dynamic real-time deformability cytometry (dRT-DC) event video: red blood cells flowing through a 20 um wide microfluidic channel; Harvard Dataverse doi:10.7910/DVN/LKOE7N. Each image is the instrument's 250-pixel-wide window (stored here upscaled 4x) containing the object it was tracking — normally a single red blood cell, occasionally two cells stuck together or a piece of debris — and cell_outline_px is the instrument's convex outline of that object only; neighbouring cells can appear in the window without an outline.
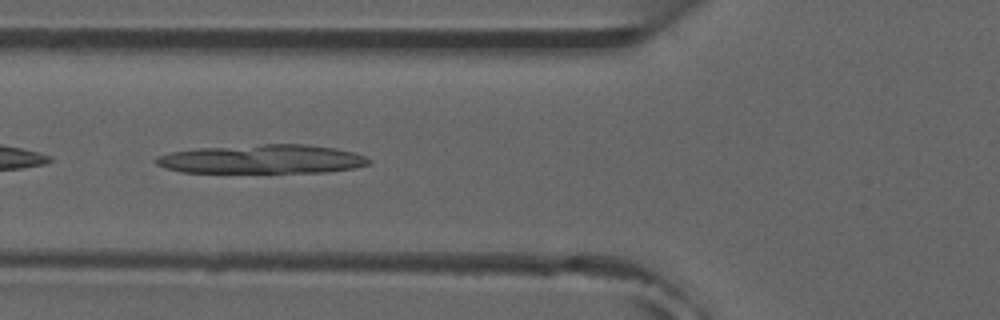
{"species": "common noctule bat (a hibernating species)", "species_latin": "Nyctalus noctula", "temperature_condition": "room temperature", "stored_images_in_passage": 4, "camera_frame_rate_fps": 3000, "um_per_image_px": 0.085, "animal": {"sex": "male", "forearm_length_mm": 52.5}, "frame": {"image": 1, "passage_image": 2, "time_ms": 1.0, "image_size_px": [1000, 320], "cell_outline_px": [[372, 160], [368, 164], [356, 168], [324, 172], [180, 172], [156, 164], [156, 156], [172, 152], [196, 148], [264, 144], [308, 144], [336, 148], [352, 152], [364, 156]], "centroid_in_image_um": [22.32, 13.52], "position_along_channel_um": 103.5, "area_um2": 35.78}}
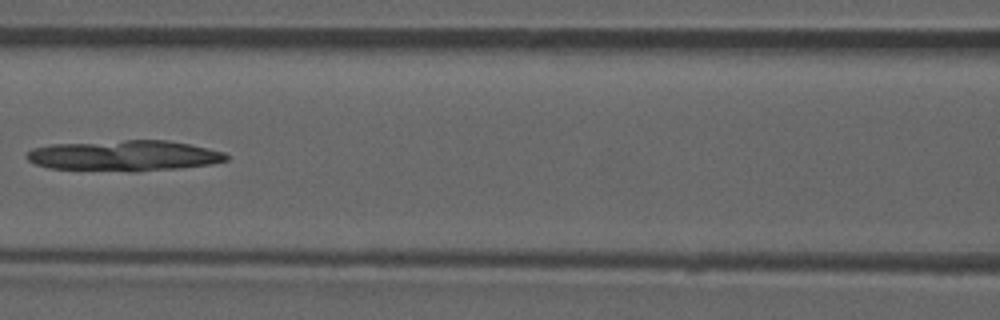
{"frame": {"image": 2, "passage_image": 3, "time_ms": 2.333, "image_size_px": [1000, 320], "cell_outline_px": [[228, 160], [212, 164], [180, 168], [136, 172], [132, 172], [48, 168], [36, 164], [28, 160], [24, 156], [32, 148], [52, 144], [124, 140], [168, 140], [188, 144], [224, 152], [228, 156]], "centroid_in_image_um": [10.55, 13.24], "position_along_channel_um": 156.1, "area_um2": 35.89}}